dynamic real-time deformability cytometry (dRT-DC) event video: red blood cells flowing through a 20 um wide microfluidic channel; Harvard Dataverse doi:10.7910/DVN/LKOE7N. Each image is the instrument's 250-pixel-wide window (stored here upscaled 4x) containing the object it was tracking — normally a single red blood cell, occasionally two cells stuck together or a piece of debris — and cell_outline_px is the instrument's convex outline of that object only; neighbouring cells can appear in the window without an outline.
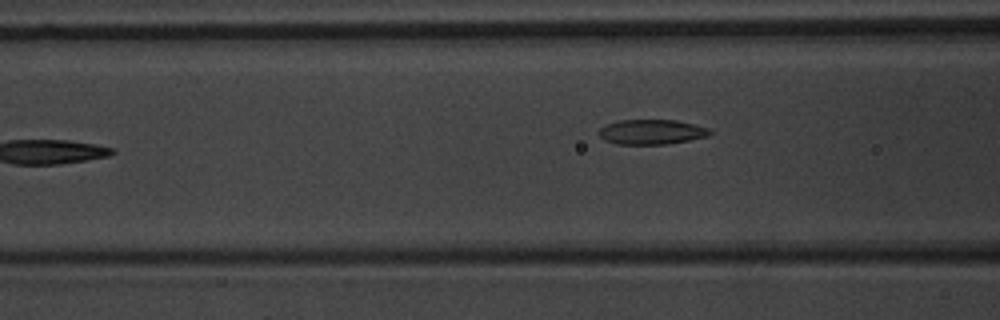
{"species": "common noctule bat (a hibernating species)", "species_latin": "Nyctalus noctula", "temperature_condition": "warm", "stored_images_in_passage": 6, "camera_frame_rate_fps": 3000, "um_per_image_px": 0.085, "animal": {"sex": "male", "body_mass_g": 20.1, "forearm_length_mm": 53.5}, "frame": {"image": 1, "passage_image": 6, "time_ms": 6.667, "image_size_px": [1000, 320], "cell_outline_px": [[712, 132], [708, 136], [668, 144], [616, 144], [604, 140], [600, 136], [600, 128], [604, 124], [616, 120], [676, 120], [708, 128]], "centroid_in_image_um": [55.34, 11.21], "position_along_channel_um": 111.3, "area_um2": 16.07}}